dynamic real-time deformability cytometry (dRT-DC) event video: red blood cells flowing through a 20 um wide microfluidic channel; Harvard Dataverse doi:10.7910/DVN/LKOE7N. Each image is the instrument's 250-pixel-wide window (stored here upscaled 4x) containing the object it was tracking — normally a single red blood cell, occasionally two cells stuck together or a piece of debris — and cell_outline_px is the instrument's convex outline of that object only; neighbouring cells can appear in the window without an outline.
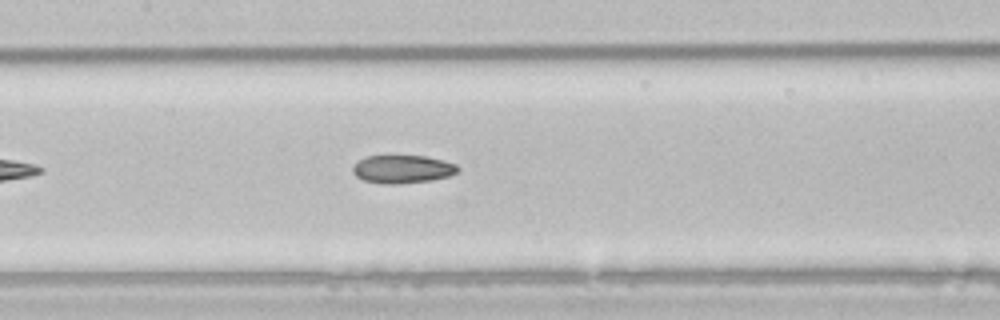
{"species": "common noctule bat (a hibernating species)", "species_latin": "Nyctalus noctula", "temperature_condition": "room temperature", "stored_images_in_passage": 5, "camera_frame_rate_fps": 3000, "um_per_image_px": 0.085, "animal": {"sex": "male", "body_mass_g": 21.5, "forearm_length_mm": 52.0}, "frame": {"image": 1, "passage_image": 5, "time_ms": 5.333, "image_size_px": [1000, 320], "cell_outline_px": [[460, 168], [456, 172], [448, 176], [432, 180], [400, 184], [384, 184], [364, 180], [356, 176], [352, 172], [352, 168], [364, 156], [424, 156], [444, 160], [456, 164]], "centroid_in_image_um": [34.22, 14.38], "position_along_channel_um": 173.2, "area_um2": 17.17}}